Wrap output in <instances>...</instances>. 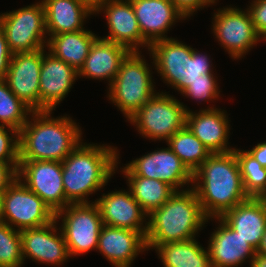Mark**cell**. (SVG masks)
Here are the masks:
<instances>
[{
	"label": "cell",
	"mask_w": 266,
	"mask_h": 267,
	"mask_svg": "<svg viewBox=\"0 0 266 267\" xmlns=\"http://www.w3.org/2000/svg\"><path fill=\"white\" fill-rule=\"evenodd\" d=\"M192 188L208 219L221 217L250 198L245 192L234 150L212 153L193 173Z\"/></svg>",
	"instance_id": "6da1fadb"
},
{
	"label": "cell",
	"mask_w": 266,
	"mask_h": 267,
	"mask_svg": "<svg viewBox=\"0 0 266 267\" xmlns=\"http://www.w3.org/2000/svg\"><path fill=\"white\" fill-rule=\"evenodd\" d=\"M52 113L33 111L29 115L19 131V161L62 162L83 141L75 120L67 115L54 118Z\"/></svg>",
	"instance_id": "7a4b0ae2"
},
{
	"label": "cell",
	"mask_w": 266,
	"mask_h": 267,
	"mask_svg": "<svg viewBox=\"0 0 266 267\" xmlns=\"http://www.w3.org/2000/svg\"><path fill=\"white\" fill-rule=\"evenodd\" d=\"M117 147L81 142L61 163L65 197L70 204L90 203L118 168Z\"/></svg>",
	"instance_id": "3957f363"
},
{
	"label": "cell",
	"mask_w": 266,
	"mask_h": 267,
	"mask_svg": "<svg viewBox=\"0 0 266 267\" xmlns=\"http://www.w3.org/2000/svg\"><path fill=\"white\" fill-rule=\"evenodd\" d=\"M147 249L169 242L196 238L208 218L204 215L196 191L190 187L175 193L148 215Z\"/></svg>",
	"instance_id": "277c9868"
},
{
	"label": "cell",
	"mask_w": 266,
	"mask_h": 267,
	"mask_svg": "<svg viewBox=\"0 0 266 267\" xmlns=\"http://www.w3.org/2000/svg\"><path fill=\"white\" fill-rule=\"evenodd\" d=\"M144 58L141 51L130 52L121 62L118 74L108 87L107 98L127 120L157 92L152 80V69Z\"/></svg>",
	"instance_id": "5b68a950"
},
{
	"label": "cell",
	"mask_w": 266,
	"mask_h": 267,
	"mask_svg": "<svg viewBox=\"0 0 266 267\" xmlns=\"http://www.w3.org/2000/svg\"><path fill=\"white\" fill-rule=\"evenodd\" d=\"M167 92H156L129 120L144 138L167 141L186 125L189 111Z\"/></svg>",
	"instance_id": "8992f818"
},
{
	"label": "cell",
	"mask_w": 266,
	"mask_h": 267,
	"mask_svg": "<svg viewBox=\"0 0 266 267\" xmlns=\"http://www.w3.org/2000/svg\"><path fill=\"white\" fill-rule=\"evenodd\" d=\"M0 29L12 54L46 49L48 36L42 1L0 13Z\"/></svg>",
	"instance_id": "52a82bcc"
},
{
	"label": "cell",
	"mask_w": 266,
	"mask_h": 267,
	"mask_svg": "<svg viewBox=\"0 0 266 267\" xmlns=\"http://www.w3.org/2000/svg\"><path fill=\"white\" fill-rule=\"evenodd\" d=\"M62 219L61 232L69 254L76 256L97 250L99 233L103 226L97 204H69L55 214V219Z\"/></svg>",
	"instance_id": "ba28073f"
},
{
	"label": "cell",
	"mask_w": 266,
	"mask_h": 267,
	"mask_svg": "<svg viewBox=\"0 0 266 267\" xmlns=\"http://www.w3.org/2000/svg\"><path fill=\"white\" fill-rule=\"evenodd\" d=\"M4 223L18 231L42 227L55 220V213L17 177L2 193Z\"/></svg>",
	"instance_id": "9c48e42d"
},
{
	"label": "cell",
	"mask_w": 266,
	"mask_h": 267,
	"mask_svg": "<svg viewBox=\"0 0 266 267\" xmlns=\"http://www.w3.org/2000/svg\"><path fill=\"white\" fill-rule=\"evenodd\" d=\"M212 19L215 38L234 60L242 58L261 40L247 8L243 11L234 6L223 7Z\"/></svg>",
	"instance_id": "30bf717a"
},
{
	"label": "cell",
	"mask_w": 266,
	"mask_h": 267,
	"mask_svg": "<svg viewBox=\"0 0 266 267\" xmlns=\"http://www.w3.org/2000/svg\"><path fill=\"white\" fill-rule=\"evenodd\" d=\"M120 172L124 176H141L160 180L175 191H181L184 185L192 186L193 173L168 146L154 150L140 158L132 160ZM179 188H181L179 190Z\"/></svg>",
	"instance_id": "8fae6325"
},
{
	"label": "cell",
	"mask_w": 266,
	"mask_h": 267,
	"mask_svg": "<svg viewBox=\"0 0 266 267\" xmlns=\"http://www.w3.org/2000/svg\"><path fill=\"white\" fill-rule=\"evenodd\" d=\"M17 177L30 191L37 194L55 214L70 204L65 197L61 162L19 161Z\"/></svg>",
	"instance_id": "7c38bea8"
},
{
	"label": "cell",
	"mask_w": 266,
	"mask_h": 267,
	"mask_svg": "<svg viewBox=\"0 0 266 267\" xmlns=\"http://www.w3.org/2000/svg\"><path fill=\"white\" fill-rule=\"evenodd\" d=\"M42 49L15 53L3 78L11 92L33 111H40V71Z\"/></svg>",
	"instance_id": "4fadbf2b"
},
{
	"label": "cell",
	"mask_w": 266,
	"mask_h": 267,
	"mask_svg": "<svg viewBox=\"0 0 266 267\" xmlns=\"http://www.w3.org/2000/svg\"><path fill=\"white\" fill-rule=\"evenodd\" d=\"M99 12L105 13L109 30L103 39L122 45L130 52H139L141 47L149 50L150 44L142 37L130 0H108L94 10L95 15Z\"/></svg>",
	"instance_id": "5bb4252c"
},
{
	"label": "cell",
	"mask_w": 266,
	"mask_h": 267,
	"mask_svg": "<svg viewBox=\"0 0 266 267\" xmlns=\"http://www.w3.org/2000/svg\"><path fill=\"white\" fill-rule=\"evenodd\" d=\"M148 51L152 56L151 63L166 85L179 93L187 88L188 58L192 56L193 47L171 37L155 41Z\"/></svg>",
	"instance_id": "9a60e30c"
},
{
	"label": "cell",
	"mask_w": 266,
	"mask_h": 267,
	"mask_svg": "<svg viewBox=\"0 0 266 267\" xmlns=\"http://www.w3.org/2000/svg\"><path fill=\"white\" fill-rule=\"evenodd\" d=\"M59 221L55 219L45 226L20 231L24 261L27 257L38 263L60 266L71 257L60 226L57 228Z\"/></svg>",
	"instance_id": "2e32d148"
},
{
	"label": "cell",
	"mask_w": 266,
	"mask_h": 267,
	"mask_svg": "<svg viewBox=\"0 0 266 267\" xmlns=\"http://www.w3.org/2000/svg\"><path fill=\"white\" fill-rule=\"evenodd\" d=\"M77 78L78 71L73 66L43 48L40 71V111L55 110L68 95Z\"/></svg>",
	"instance_id": "e0dca14e"
},
{
	"label": "cell",
	"mask_w": 266,
	"mask_h": 267,
	"mask_svg": "<svg viewBox=\"0 0 266 267\" xmlns=\"http://www.w3.org/2000/svg\"><path fill=\"white\" fill-rule=\"evenodd\" d=\"M101 214L102 223L112 227L137 232H147L148 215L131 195L130 190L111 191L94 201ZM145 225H144V224Z\"/></svg>",
	"instance_id": "ac0fdd59"
},
{
	"label": "cell",
	"mask_w": 266,
	"mask_h": 267,
	"mask_svg": "<svg viewBox=\"0 0 266 267\" xmlns=\"http://www.w3.org/2000/svg\"><path fill=\"white\" fill-rule=\"evenodd\" d=\"M147 232H137L103 224L97 250L115 267H130L135 258L148 251Z\"/></svg>",
	"instance_id": "d6986e66"
},
{
	"label": "cell",
	"mask_w": 266,
	"mask_h": 267,
	"mask_svg": "<svg viewBox=\"0 0 266 267\" xmlns=\"http://www.w3.org/2000/svg\"><path fill=\"white\" fill-rule=\"evenodd\" d=\"M142 37L151 45L168 39L167 31L177 20H186L171 0H130ZM166 33V34H165Z\"/></svg>",
	"instance_id": "ffe728a7"
},
{
	"label": "cell",
	"mask_w": 266,
	"mask_h": 267,
	"mask_svg": "<svg viewBox=\"0 0 266 267\" xmlns=\"http://www.w3.org/2000/svg\"><path fill=\"white\" fill-rule=\"evenodd\" d=\"M222 109L207 107L198 112L186 113V126L210 150L211 153H225L235 149L228 143L230 120Z\"/></svg>",
	"instance_id": "44dd1931"
},
{
	"label": "cell",
	"mask_w": 266,
	"mask_h": 267,
	"mask_svg": "<svg viewBox=\"0 0 266 267\" xmlns=\"http://www.w3.org/2000/svg\"><path fill=\"white\" fill-rule=\"evenodd\" d=\"M214 219L219 225L211 234L207 246L212 267H238L248 259L251 267L256 250L220 217Z\"/></svg>",
	"instance_id": "7402d4cb"
},
{
	"label": "cell",
	"mask_w": 266,
	"mask_h": 267,
	"mask_svg": "<svg viewBox=\"0 0 266 267\" xmlns=\"http://www.w3.org/2000/svg\"><path fill=\"white\" fill-rule=\"evenodd\" d=\"M220 218L257 250L266 229V209L260 198L250 197Z\"/></svg>",
	"instance_id": "603a6c76"
},
{
	"label": "cell",
	"mask_w": 266,
	"mask_h": 267,
	"mask_svg": "<svg viewBox=\"0 0 266 267\" xmlns=\"http://www.w3.org/2000/svg\"><path fill=\"white\" fill-rule=\"evenodd\" d=\"M130 51L119 44L98 37L91 46L78 77L108 80V86L118 74L121 62Z\"/></svg>",
	"instance_id": "cb8c5ba5"
},
{
	"label": "cell",
	"mask_w": 266,
	"mask_h": 267,
	"mask_svg": "<svg viewBox=\"0 0 266 267\" xmlns=\"http://www.w3.org/2000/svg\"><path fill=\"white\" fill-rule=\"evenodd\" d=\"M48 36L83 30L94 11L81 0H42Z\"/></svg>",
	"instance_id": "d4e9b609"
},
{
	"label": "cell",
	"mask_w": 266,
	"mask_h": 267,
	"mask_svg": "<svg viewBox=\"0 0 266 267\" xmlns=\"http://www.w3.org/2000/svg\"><path fill=\"white\" fill-rule=\"evenodd\" d=\"M97 38L87 29L64 32L48 37L46 47L53 56L79 71Z\"/></svg>",
	"instance_id": "484cf974"
},
{
	"label": "cell",
	"mask_w": 266,
	"mask_h": 267,
	"mask_svg": "<svg viewBox=\"0 0 266 267\" xmlns=\"http://www.w3.org/2000/svg\"><path fill=\"white\" fill-rule=\"evenodd\" d=\"M195 239L169 242L156 246L164 267H212L208 249Z\"/></svg>",
	"instance_id": "4316f807"
},
{
	"label": "cell",
	"mask_w": 266,
	"mask_h": 267,
	"mask_svg": "<svg viewBox=\"0 0 266 267\" xmlns=\"http://www.w3.org/2000/svg\"><path fill=\"white\" fill-rule=\"evenodd\" d=\"M124 178H127L131 195L147 215L160 208L175 193L170 185L160 180L141 176Z\"/></svg>",
	"instance_id": "83f0119b"
},
{
	"label": "cell",
	"mask_w": 266,
	"mask_h": 267,
	"mask_svg": "<svg viewBox=\"0 0 266 267\" xmlns=\"http://www.w3.org/2000/svg\"><path fill=\"white\" fill-rule=\"evenodd\" d=\"M166 143L192 173L212 154L186 125Z\"/></svg>",
	"instance_id": "f1b7e54d"
},
{
	"label": "cell",
	"mask_w": 266,
	"mask_h": 267,
	"mask_svg": "<svg viewBox=\"0 0 266 267\" xmlns=\"http://www.w3.org/2000/svg\"><path fill=\"white\" fill-rule=\"evenodd\" d=\"M246 194L259 198L266 193V168L247 150L234 149Z\"/></svg>",
	"instance_id": "f546056e"
},
{
	"label": "cell",
	"mask_w": 266,
	"mask_h": 267,
	"mask_svg": "<svg viewBox=\"0 0 266 267\" xmlns=\"http://www.w3.org/2000/svg\"><path fill=\"white\" fill-rule=\"evenodd\" d=\"M33 110L15 96L6 81L0 78V125L20 131Z\"/></svg>",
	"instance_id": "4dcf8cb0"
},
{
	"label": "cell",
	"mask_w": 266,
	"mask_h": 267,
	"mask_svg": "<svg viewBox=\"0 0 266 267\" xmlns=\"http://www.w3.org/2000/svg\"><path fill=\"white\" fill-rule=\"evenodd\" d=\"M24 264L20 231L0 224V267H21Z\"/></svg>",
	"instance_id": "1f68e13d"
},
{
	"label": "cell",
	"mask_w": 266,
	"mask_h": 267,
	"mask_svg": "<svg viewBox=\"0 0 266 267\" xmlns=\"http://www.w3.org/2000/svg\"><path fill=\"white\" fill-rule=\"evenodd\" d=\"M215 77V78H214ZM220 90L217 83V78L214 74H204L203 78L192 81L191 84L185 88L181 95L195 99L196 101H213L219 98Z\"/></svg>",
	"instance_id": "d6a6232c"
},
{
	"label": "cell",
	"mask_w": 266,
	"mask_h": 267,
	"mask_svg": "<svg viewBox=\"0 0 266 267\" xmlns=\"http://www.w3.org/2000/svg\"><path fill=\"white\" fill-rule=\"evenodd\" d=\"M0 161L18 170L19 131L5 125H0Z\"/></svg>",
	"instance_id": "836d02e7"
},
{
	"label": "cell",
	"mask_w": 266,
	"mask_h": 267,
	"mask_svg": "<svg viewBox=\"0 0 266 267\" xmlns=\"http://www.w3.org/2000/svg\"><path fill=\"white\" fill-rule=\"evenodd\" d=\"M199 52L193 48L192 56L188 58L187 87L192 81L203 78L204 74H214L212 60L207 54Z\"/></svg>",
	"instance_id": "e575fe53"
},
{
	"label": "cell",
	"mask_w": 266,
	"mask_h": 267,
	"mask_svg": "<svg viewBox=\"0 0 266 267\" xmlns=\"http://www.w3.org/2000/svg\"><path fill=\"white\" fill-rule=\"evenodd\" d=\"M247 8L256 32L262 37L266 33V0H253Z\"/></svg>",
	"instance_id": "d590c367"
},
{
	"label": "cell",
	"mask_w": 266,
	"mask_h": 267,
	"mask_svg": "<svg viewBox=\"0 0 266 267\" xmlns=\"http://www.w3.org/2000/svg\"><path fill=\"white\" fill-rule=\"evenodd\" d=\"M172 3L176 6V8L185 16V18H189L194 12L197 10H202L206 6L217 3L218 0H171ZM204 7V8H203Z\"/></svg>",
	"instance_id": "8d00e7d4"
},
{
	"label": "cell",
	"mask_w": 266,
	"mask_h": 267,
	"mask_svg": "<svg viewBox=\"0 0 266 267\" xmlns=\"http://www.w3.org/2000/svg\"><path fill=\"white\" fill-rule=\"evenodd\" d=\"M12 53L8 48L7 40L4 33L0 29V78H4L11 61Z\"/></svg>",
	"instance_id": "74e56055"
},
{
	"label": "cell",
	"mask_w": 266,
	"mask_h": 267,
	"mask_svg": "<svg viewBox=\"0 0 266 267\" xmlns=\"http://www.w3.org/2000/svg\"><path fill=\"white\" fill-rule=\"evenodd\" d=\"M17 178V171L8 163L0 161V195Z\"/></svg>",
	"instance_id": "f35d334b"
},
{
	"label": "cell",
	"mask_w": 266,
	"mask_h": 267,
	"mask_svg": "<svg viewBox=\"0 0 266 267\" xmlns=\"http://www.w3.org/2000/svg\"><path fill=\"white\" fill-rule=\"evenodd\" d=\"M263 167L266 168V141L247 150Z\"/></svg>",
	"instance_id": "ab89813d"
},
{
	"label": "cell",
	"mask_w": 266,
	"mask_h": 267,
	"mask_svg": "<svg viewBox=\"0 0 266 267\" xmlns=\"http://www.w3.org/2000/svg\"><path fill=\"white\" fill-rule=\"evenodd\" d=\"M251 267H266V256L256 254Z\"/></svg>",
	"instance_id": "60d3db41"
},
{
	"label": "cell",
	"mask_w": 266,
	"mask_h": 267,
	"mask_svg": "<svg viewBox=\"0 0 266 267\" xmlns=\"http://www.w3.org/2000/svg\"><path fill=\"white\" fill-rule=\"evenodd\" d=\"M256 254L266 256V229L262 236L259 247L256 250Z\"/></svg>",
	"instance_id": "b9f144b4"
},
{
	"label": "cell",
	"mask_w": 266,
	"mask_h": 267,
	"mask_svg": "<svg viewBox=\"0 0 266 267\" xmlns=\"http://www.w3.org/2000/svg\"><path fill=\"white\" fill-rule=\"evenodd\" d=\"M86 3L93 11L102 3L107 2L108 0H81Z\"/></svg>",
	"instance_id": "7bdbcfd3"
},
{
	"label": "cell",
	"mask_w": 266,
	"mask_h": 267,
	"mask_svg": "<svg viewBox=\"0 0 266 267\" xmlns=\"http://www.w3.org/2000/svg\"><path fill=\"white\" fill-rule=\"evenodd\" d=\"M2 223H4V220H3L2 197L0 195V224Z\"/></svg>",
	"instance_id": "ee69618b"
},
{
	"label": "cell",
	"mask_w": 266,
	"mask_h": 267,
	"mask_svg": "<svg viewBox=\"0 0 266 267\" xmlns=\"http://www.w3.org/2000/svg\"><path fill=\"white\" fill-rule=\"evenodd\" d=\"M261 199V201L263 202L265 209H266V194L262 195L259 197Z\"/></svg>",
	"instance_id": "f6af8a7d"
},
{
	"label": "cell",
	"mask_w": 266,
	"mask_h": 267,
	"mask_svg": "<svg viewBox=\"0 0 266 267\" xmlns=\"http://www.w3.org/2000/svg\"><path fill=\"white\" fill-rule=\"evenodd\" d=\"M261 39L264 41L266 40V33L261 37Z\"/></svg>",
	"instance_id": "bcb514c9"
}]
</instances>
